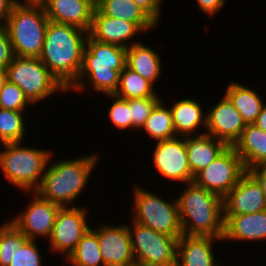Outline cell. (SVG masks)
I'll list each match as a JSON object with an SVG mask.
<instances>
[{
    "label": "cell",
    "instance_id": "60d3db41",
    "mask_svg": "<svg viewBox=\"0 0 266 266\" xmlns=\"http://www.w3.org/2000/svg\"><path fill=\"white\" fill-rule=\"evenodd\" d=\"M254 124L266 132V104H264L262 111L256 118Z\"/></svg>",
    "mask_w": 266,
    "mask_h": 266
},
{
    "label": "cell",
    "instance_id": "8d00e7d4",
    "mask_svg": "<svg viewBox=\"0 0 266 266\" xmlns=\"http://www.w3.org/2000/svg\"><path fill=\"white\" fill-rule=\"evenodd\" d=\"M146 12L157 24L161 17V5L164 0H132Z\"/></svg>",
    "mask_w": 266,
    "mask_h": 266
},
{
    "label": "cell",
    "instance_id": "8992f818",
    "mask_svg": "<svg viewBox=\"0 0 266 266\" xmlns=\"http://www.w3.org/2000/svg\"><path fill=\"white\" fill-rule=\"evenodd\" d=\"M0 150V169L15 188L35 191L45 174L52 151L24 146L22 142L4 143Z\"/></svg>",
    "mask_w": 266,
    "mask_h": 266
},
{
    "label": "cell",
    "instance_id": "ba28073f",
    "mask_svg": "<svg viewBox=\"0 0 266 266\" xmlns=\"http://www.w3.org/2000/svg\"><path fill=\"white\" fill-rule=\"evenodd\" d=\"M133 191L134 212L130 216L133 221L172 237L183 235L177 199L167 202L160 195L142 189L136 184Z\"/></svg>",
    "mask_w": 266,
    "mask_h": 266
},
{
    "label": "cell",
    "instance_id": "cb8c5ba5",
    "mask_svg": "<svg viewBox=\"0 0 266 266\" xmlns=\"http://www.w3.org/2000/svg\"><path fill=\"white\" fill-rule=\"evenodd\" d=\"M161 57L141 41L126 49V66L155 85L162 72Z\"/></svg>",
    "mask_w": 266,
    "mask_h": 266
},
{
    "label": "cell",
    "instance_id": "603a6c76",
    "mask_svg": "<svg viewBox=\"0 0 266 266\" xmlns=\"http://www.w3.org/2000/svg\"><path fill=\"white\" fill-rule=\"evenodd\" d=\"M234 149L242 159L246 171L266 162V132L253 124H246Z\"/></svg>",
    "mask_w": 266,
    "mask_h": 266
},
{
    "label": "cell",
    "instance_id": "ee69618b",
    "mask_svg": "<svg viewBox=\"0 0 266 266\" xmlns=\"http://www.w3.org/2000/svg\"><path fill=\"white\" fill-rule=\"evenodd\" d=\"M126 266H147V265L134 261L131 264L126 265Z\"/></svg>",
    "mask_w": 266,
    "mask_h": 266
},
{
    "label": "cell",
    "instance_id": "7402d4cb",
    "mask_svg": "<svg viewBox=\"0 0 266 266\" xmlns=\"http://www.w3.org/2000/svg\"><path fill=\"white\" fill-rule=\"evenodd\" d=\"M170 109L177 136L185 137L204 133L199 132V127L206 129L207 113L206 111L203 113L199 101L188 97L175 102Z\"/></svg>",
    "mask_w": 266,
    "mask_h": 266
},
{
    "label": "cell",
    "instance_id": "5b68a950",
    "mask_svg": "<svg viewBox=\"0 0 266 266\" xmlns=\"http://www.w3.org/2000/svg\"><path fill=\"white\" fill-rule=\"evenodd\" d=\"M48 22L40 2L22 0L13 7L5 27L15 56L39 58Z\"/></svg>",
    "mask_w": 266,
    "mask_h": 266
},
{
    "label": "cell",
    "instance_id": "d4e9b609",
    "mask_svg": "<svg viewBox=\"0 0 266 266\" xmlns=\"http://www.w3.org/2000/svg\"><path fill=\"white\" fill-rule=\"evenodd\" d=\"M97 9L104 16L135 23L144 33L159 25L132 0H104Z\"/></svg>",
    "mask_w": 266,
    "mask_h": 266
},
{
    "label": "cell",
    "instance_id": "5bb4252c",
    "mask_svg": "<svg viewBox=\"0 0 266 266\" xmlns=\"http://www.w3.org/2000/svg\"><path fill=\"white\" fill-rule=\"evenodd\" d=\"M206 113L207 132L204 133L223 141L227 146H234L241 137L246 123L230 100L224 95Z\"/></svg>",
    "mask_w": 266,
    "mask_h": 266
},
{
    "label": "cell",
    "instance_id": "e575fe53",
    "mask_svg": "<svg viewBox=\"0 0 266 266\" xmlns=\"http://www.w3.org/2000/svg\"><path fill=\"white\" fill-rule=\"evenodd\" d=\"M37 240H27L20 250H17L9 266H43L42 255Z\"/></svg>",
    "mask_w": 266,
    "mask_h": 266
},
{
    "label": "cell",
    "instance_id": "3957f363",
    "mask_svg": "<svg viewBox=\"0 0 266 266\" xmlns=\"http://www.w3.org/2000/svg\"><path fill=\"white\" fill-rule=\"evenodd\" d=\"M184 186L176 198L183 235L223 238V199L194 182Z\"/></svg>",
    "mask_w": 266,
    "mask_h": 266
},
{
    "label": "cell",
    "instance_id": "44dd1931",
    "mask_svg": "<svg viewBox=\"0 0 266 266\" xmlns=\"http://www.w3.org/2000/svg\"><path fill=\"white\" fill-rule=\"evenodd\" d=\"M188 165L194 177L209 166L228 146L206 133L185 136Z\"/></svg>",
    "mask_w": 266,
    "mask_h": 266
},
{
    "label": "cell",
    "instance_id": "d6986e66",
    "mask_svg": "<svg viewBox=\"0 0 266 266\" xmlns=\"http://www.w3.org/2000/svg\"><path fill=\"white\" fill-rule=\"evenodd\" d=\"M216 240L222 238L182 235L177 241L176 266H220L213 249Z\"/></svg>",
    "mask_w": 266,
    "mask_h": 266
},
{
    "label": "cell",
    "instance_id": "4316f807",
    "mask_svg": "<svg viewBox=\"0 0 266 266\" xmlns=\"http://www.w3.org/2000/svg\"><path fill=\"white\" fill-rule=\"evenodd\" d=\"M67 261V262H66ZM71 266H105L97 238V229L90 228L65 259Z\"/></svg>",
    "mask_w": 266,
    "mask_h": 266
},
{
    "label": "cell",
    "instance_id": "7a4b0ae2",
    "mask_svg": "<svg viewBox=\"0 0 266 266\" xmlns=\"http://www.w3.org/2000/svg\"><path fill=\"white\" fill-rule=\"evenodd\" d=\"M125 66L126 48L99 42L88 35L81 71L67 91L84 92L88 83L97 93L113 95L119 84L120 72Z\"/></svg>",
    "mask_w": 266,
    "mask_h": 266
},
{
    "label": "cell",
    "instance_id": "e0dca14e",
    "mask_svg": "<svg viewBox=\"0 0 266 266\" xmlns=\"http://www.w3.org/2000/svg\"><path fill=\"white\" fill-rule=\"evenodd\" d=\"M141 32L143 31L135 23L104 16L96 8L89 35L99 42L115 44L127 49L139 43L133 37Z\"/></svg>",
    "mask_w": 266,
    "mask_h": 266
},
{
    "label": "cell",
    "instance_id": "52a82bcc",
    "mask_svg": "<svg viewBox=\"0 0 266 266\" xmlns=\"http://www.w3.org/2000/svg\"><path fill=\"white\" fill-rule=\"evenodd\" d=\"M5 70L7 80L19 86L32 105L59 91L68 92L38 57L15 56Z\"/></svg>",
    "mask_w": 266,
    "mask_h": 266
},
{
    "label": "cell",
    "instance_id": "d6a6232c",
    "mask_svg": "<svg viewBox=\"0 0 266 266\" xmlns=\"http://www.w3.org/2000/svg\"><path fill=\"white\" fill-rule=\"evenodd\" d=\"M28 105L31 106V103L24 95L23 90L7 80L3 89L0 91V108L26 111Z\"/></svg>",
    "mask_w": 266,
    "mask_h": 266
},
{
    "label": "cell",
    "instance_id": "f1b7e54d",
    "mask_svg": "<svg viewBox=\"0 0 266 266\" xmlns=\"http://www.w3.org/2000/svg\"><path fill=\"white\" fill-rule=\"evenodd\" d=\"M161 100L152 110L145 124L141 128L148 133L155 141H163L176 137L172 112L167 104ZM169 107V108H168Z\"/></svg>",
    "mask_w": 266,
    "mask_h": 266
},
{
    "label": "cell",
    "instance_id": "2e32d148",
    "mask_svg": "<svg viewBox=\"0 0 266 266\" xmlns=\"http://www.w3.org/2000/svg\"><path fill=\"white\" fill-rule=\"evenodd\" d=\"M97 238L105 266H126L134 262L127 224L97 228Z\"/></svg>",
    "mask_w": 266,
    "mask_h": 266
},
{
    "label": "cell",
    "instance_id": "836d02e7",
    "mask_svg": "<svg viewBox=\"0 0 266 266\" xmlns=\"http://www.w3.org/2000/svg\"><path fill=\"white\" fill-rule=\"evenodd\" d=\"M110 99H113V103L110 106L108 112V117L110 118L112 124L120 130L133 128V123L131 120V110L128 106L127 99H122L116 95H107Z\"/></svg>",
    "mask_w": 266,
    "mask_h": 266
},
{
    "label": "cell",
    "instance_id": "6da1fadb",
    "mask_svg": "<svg viewBox=\"0 0 266 266\" xmlns=\"http://www.w3.org/2000/svg\"><path fill=\"white\" fill-rule=\"evenodd\" d=\"M88 35L72 25L48 22L39 59L66 89L79 76Z\"/></svg>",
    "mask_w": 266,
    "mask_h": 266
},
{
    "label": "cell",
    "instance_id": "ab89813d",
    "mask_svg": "<svg viewBox=\"0 0 266 266\" xmlns=\"http://www.w3.org/2000/svg\"><path fill=\"white\" fill-rule=\"evenodd\" d=\"M18 2L19 0H0V25L7 24L12 9Z\"/></svg>",
    "mask_w": 266,
    "mask_h": 266
},
{
    "label": "cell",
    "instance_id": "d590c367",
    "mask_svg": "<svg viewBox=\"0 0 266 266\" xmlns=\"http://www.w3.org/2000/svg\"><path fill=\"white\" fill-rule=\"evenodd\" d=\"M14 58L15 53L7 29L0 25V69H6Z\"/></svg>",
    "mask_w": 266,
    "mask_h": 266
},
{
    "label": "cell",
    "instance_id": "f546056e",
    "mask_svg": "<svg viewBox=\"0 0 266 266\" xmlns=\"http://www.w3.org/2000/svg\"><path fill=\"white\" fill-rule=\"evenodd\" d=\"M25 111H15L0 108V142L14 143L24 142L26 124Z\"/></svg>",
    "mask_w": 266,
    "mask_h": 266
},
{
    "label": "cell",
    "instance_id": "f6af8a7d",
    "mask_svg": "<svg viewBox=\"0 0 266 266\" xmlns=\"http://www.w3.org/2000/svg\"><path fill=\"white\" fill-rule=\"evenodd\" d=\"M26 1H29V2H41L42 0H26Z\"/></svg>",
    "mask_w": 266,
    "mask_h": 266
},
{
    "label": "cell",
    "instance_id": "30bf717a",
    "mask_svg": "<svg viewBox=\"0 0 266 266\" xmlns=\"http://www.w3.org/2000/svg\"><path fill=\"white\" fill-rule=\"evenodd\" d=\"M246 172L234 147L228 146L209 166L194 176L193 182L223 199Z\"/></svg>",
    "mask_w": 266,
    "mask_h": 266
},
{
    "label": "cell",
    "instance_id": "74e56055",
    "mask_svg": "<svg viewBox=\"0 0 266 266\" xmlns=\"http://www.w3.org/2000/svg\"><path fill=\"white\" fill-rule=\"evenodd\" d=\"M198 3V7L200 11L204 12L208 16H213L220 11L225 3L226 0H196ZM216 13V14H215Z\"/></svg>",
    "mask_w": 266,
    "mask_h": 266
},
{
    "label": "cell",
    "instance_id": "83f0119b",
    "mask_svg": "<svg viewBox=\"0 0 266 266\" xmlns=\"http://www.w3.org/2000/svg\"><path fill=\"white\" fill-rule=\"evenodd\" d=\"M158 94L151 82L125 66L120 72L119 84L114 95L122 99H137L158 96Z\"/></svg>",
    "mask_w": 266,
    "mask_h": 266
},
{
    "label": "cell",
    "instance_id": "7c38bea8",
    "mask_svg": "<svg viewBox=\"0 0 266 266\" xmlns=\"http://www.w3.org/2000/svg\"><path fill=\"white\" fill-rule=\"evenodd\" d=\"M152 153V163L161 177L183 184L193 182L188 165V156L185 147V137L158 141Z\"/></svg>",
    "mask_w": 266,
    "mask_h": 266
},
{
    "label": "cell",
    "instance_id": "f35d334b",
    "mask_svg": "<svg viewBox=\"0 0 266 266\" xmlns=\"http://www.w3.org/2000/svg\"><path fill=\"white\" fill-rule=\"evenodd\" d=\"M248 172L257 180L261 185L262 191L266 199V162L250 168Z\"/></svg>",
    "mask_w": 266,
    "mask_h": 266
},
{
    "label": "cell",
    "instance_id": "277c9868",
    "mask_svg": "<svg viewBox=\"0 0 266 266\" xmlns=\"http://www.w3.org/2000/svg\"><path fill=\"white\" fill-rule=\"evenodd\" d=\"M50 156L45 174L35 192L45 200L61 207H74L73 203L87 185L98 162V154H89L75 159L52 161ZM51 160V161H50ZM49 165V166H48Z\"/></svg>",
    "mask_w": 266,
    "mask_h": 266
},
{
    "label": "cell",
    "instance_id": "1f68e13d",
    "mask_svg": "<svg viewBox=\"0 0 266 266\" xmlns=\"http://www.w3.org/2000/svg\"><path fill=\"white\" fill-rule=\"evenodd\" d=\"M162 99L163 98L159 96L127 99L128 106L131 110V120L133 123V128H137L138 130L141 129L154 107Z\"/></svg>",
    "mask_w": 266,
    "mask_h": 266
},
{
    "label": "cell",
    "instance_id": "9c48e42d",
    "mask_svg": "<svg viewBox=\"0 0 266 266\" xmlns=\"http://www.w3.org/2000/svg\"><path fill=\"white\" fill-rule=\"evenodd\" d=\"M127 224L134 260L147 266H176L177 241L130 218Z\"/></svg>",
    "mask_w": 266,
    "mask_h": 266
},
{
    "label": "cell",
    "instance_id": "4dcf8cb0",
    "mask_svg": "<svg viewBox=\"0 0 266 266\" xmlns=\"http://www.w3.org/2000/svg\"><path fill=\"white\" fill-rule=\"evenodd\" d=\"M28 238L10 221L0 226V266H9Z\"/></svg>",
    "mask_w": 266,
    "mask_h": 266
},
{
    "label": "cell",
    "instance_id": "ac0fdd59",
    "mask_svg": "<svg viewBox=\"0 0 266 266\" xmlns=\"http://www.w3.org/2000/svg\"><path fill=\"white\" fill-rule=\"evenodd\" d=\"M40 3L50 21L90 31L95 9L86 0H42Z\"/></svg>",
    "mask_w": 266,
    "mask_h": 266
},
{
    "label": "cell",
    "instance_id": "7bdbcfd3",
    "mask_svg": "<svg viewBox=\"0 0 266 266\" xmlns=\"http://www.w3.org/2000/svg\"><path fill=\"white\" fill-rule=\"evenodd\" d=\"M94 9H96L104 0H86Z\"/></svg>",
    "mask_w": 266,
    "mask_h": 266
},
{
    "label": "cell",
    "instance_id": "ffe728a7",
    "mask_svg": "<svg viewBox=\"0 0 266 266\" xmlns=\"http://www.w3.org/2000/svg\"><path fill=\"white\" fill-rule=\"evenodd\" d=\"M222 240L248 241L266 240V210L243 215L224 216Z\"/></svg>",
    "mask_w": 266,
    "mask_h": 266
},
{
    "label": "cell",
    "instance_id": "9a60e30c",
    "mask_svg": "<svg viewBox=\"0 0 266 266\" xmlns=\"http://www.w3.org/2000/svg\"><path fill=\"white\" fill-rule=\"evenodd\" d=\"M224 216L251 214L266 210L261 185L247 171L223 198Z\"/></svg>",
    "mask_w": 266,
    "mask_h": 266
},
{
    "label": "cell",
    "instance_id": "4fadbf2b",
    "mask_svg": "<svg viewBox=\"0 0 266 266\" xmlns=\"http://www.w3.org/2000/svg\"><path fill=\"white\" fill-rule=\"evenodd\" d=\"M29 193L33 198L26 205L27 209L9 221L29 240H36L39 237L49 239L61 206L43 199L35 191Z\"/></svg>",
    "mask_w": 266,
    "mask_h": 266
},
{
    "label": "cell",
    "instance_id": "484cf974",
    "mask_svg": "<svg viewBox=\"0 0 266 266\" xmlns=\"http://www.w3.org/2000/svg\"><path fill=\"white\" fill-rule=\"evenodd\" d=\"M224 95L241 114L246 124L255 122L265 104L255 90L235 81L229 83Z\"/></svg>",
    "mask_w": 266,
    "mask_h": 266
},
{
    "label": "cell",
    "instance_id": "b9f144b4",
    "mask_svg": "<svg viewBox=\"0 0 266 266\" xmlns=\"http://www.w3.org/2000/svg\"><path fill=\"white\" fill-rule=\"evenodd\" d=\"M7 82V73L5 69H0V91L3 89Z\"/></svg>",
    "mask_w": 266,
    "mask_h": 266
},
{
    "label": "cell",
    "instance_id": "8fae6325",
    "mask_svg": "<svg viewBox=\"0 0 266 266\" xmlns=\"http://www.w3.org/2000/svg\"><path fill=\"white\" fill-rule=\"evenodd\" d=\"M86 208L79 206L61 207L48 239L50 251L62 253L66 259L75 249L81 238L89 231Z\"/></svg>",
    "mask_w": 266,
    "mask_h": 266
}]
</instances>
